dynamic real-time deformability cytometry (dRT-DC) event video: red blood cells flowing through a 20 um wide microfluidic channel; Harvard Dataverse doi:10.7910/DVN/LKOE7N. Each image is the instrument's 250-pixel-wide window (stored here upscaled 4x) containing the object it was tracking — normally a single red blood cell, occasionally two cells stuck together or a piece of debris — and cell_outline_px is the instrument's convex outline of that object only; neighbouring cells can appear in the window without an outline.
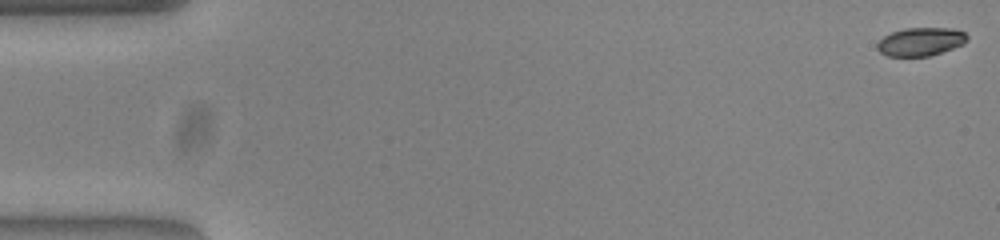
{"species": "common noctule bat (a hibernating species)", "species_latin": "Nyctalus noctula", "temperature_condition": "warm", "stored_images_in_passage": 54, "camera_frame_rate_fps": 3000, "um_per_image_px": 0.085, "animal": {"sex": "female", "body_mass_g": 23.0, "forearm_length_mm": 53.4}, "frame": {"image": 1, "passage_image": 1, "time_ms": 0.0, "image_size_px": [1000, 240], "cell_outline_px": [[968, 40], [964, 44], [928, 56], [888, 56], [880, 52], [876, 48], [876, 44], [884, 36], [892, 32], [904, 28], [952, 28], [964, 32], [968, 36]], "centroid_in_image_um": [78.25, 3.53], "position_along_channel_um": 6.7, "area_um2": 14.8}}
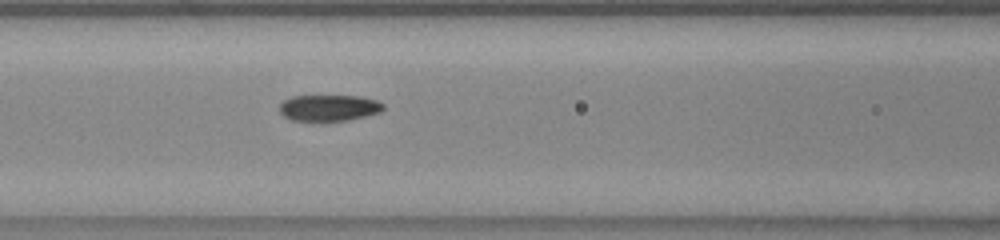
{"frame": {"image": 2, "passage_image": 23, "time_ms": 7.333, "image_size_px": [1000, 240], "cell_outline_px": [[384, 108], [380, 112], [348, 120], [292, 120], [284, 116], [280, 112], [280, 104], [284, 100], [292, 96], [360, 96], [376, 100], [384, 104]], "centroid_in_image_um": [27.97, 9.15], "position_along_channel_um": 138.6, "area_um2": 15.66}}
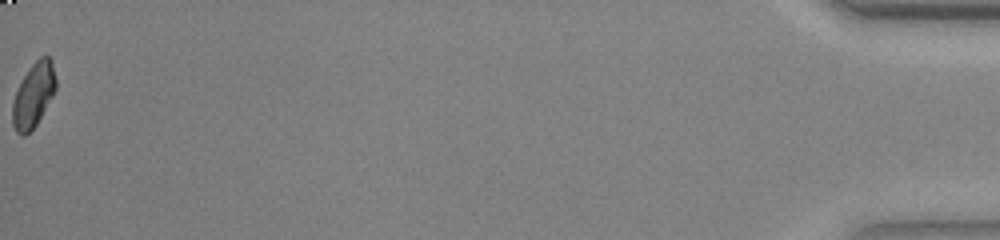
{"frame": {"image": 3, "passage_image": 54, "time_ms": 17.667, "image_size_px": [1000, 240], "cell_outline_px": [[56, 88], [52, 96], [36, 124], [24, 136], [20, 136], [16, 132], [12, 124], [12, 104], [16, 92], [24, 76], [32, 64], [40, 56], [48, 56], [52, 60], [56, 80]], "centroid_in_image_um": [2.84, 8.08], "position_along_channel_um": 432.4, "area_um2": 16.01}, "authors_computed_cell_mechanics": {"area_um2": 16.3574, "velocity_mm_per_s": 3.8671, "shape_relaxation_time_tau1_ms": 3.6796, "shape_relaxation_time_tau2_ms": 2.5869, "deformation_change_tau1": 0.1521, "deformation_change_tau2": 0.0547}}